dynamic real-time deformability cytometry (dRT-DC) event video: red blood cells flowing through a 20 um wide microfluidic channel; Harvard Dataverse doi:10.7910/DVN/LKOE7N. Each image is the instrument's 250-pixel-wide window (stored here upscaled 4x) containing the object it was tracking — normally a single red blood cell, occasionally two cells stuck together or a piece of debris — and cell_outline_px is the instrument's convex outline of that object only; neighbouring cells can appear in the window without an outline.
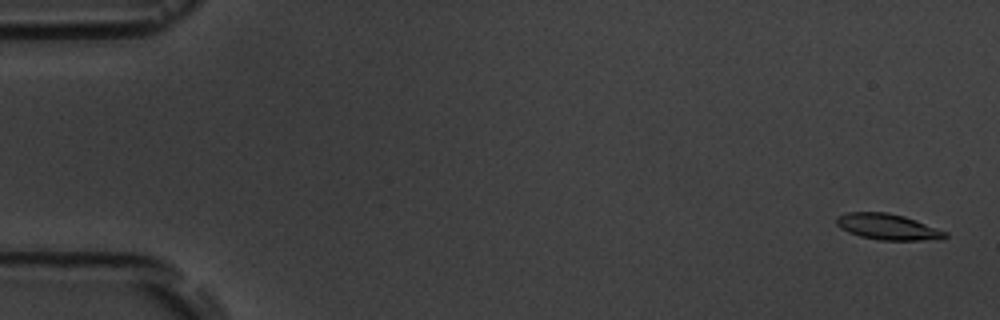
{"species": "common noctule bat (a hibernating species)", "species_latin": "Nyctalus noctula", "temperature_condition": "room temperature", "stored_images_in_passage": 6, "camera_frame_rate_fps": 3000, "um_per_image_px": 0.085, "animal": {"sex": "male", "body_mass_g": 19.5, "forearm_length_mm": 54.6}, "frame": {"image": 1, "passage_image": 1, "time_ms": 0.0, "image_size_px": [1000, 320], "cell_outline_px": [[948, 236], [944, 240], [880, 240], [860, 236], [848, 232], [840, 228], [836, 224], [836, 216], [844, 212], [888, 212], [904, 216], [916, 220], [948, 232]], "centroid_in_image_um": [75.47, 19.28], "position_along_channel_um": 9.5, "area_um2": 16.7}}